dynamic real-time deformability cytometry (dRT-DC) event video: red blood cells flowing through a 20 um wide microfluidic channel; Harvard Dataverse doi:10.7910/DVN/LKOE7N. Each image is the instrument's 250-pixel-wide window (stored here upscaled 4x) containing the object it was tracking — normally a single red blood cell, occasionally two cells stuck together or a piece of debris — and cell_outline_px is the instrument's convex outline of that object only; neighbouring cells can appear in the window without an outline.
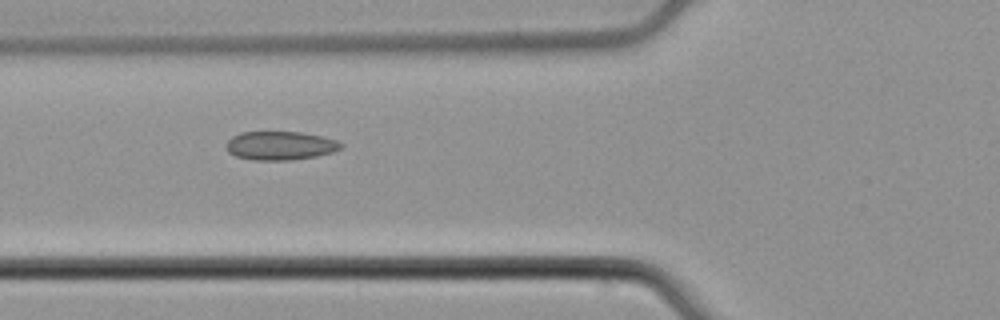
{"species": "common noctule bat (a hibernating species)", "species_latin": "Nyctalus noctula", "temperature_condition": "cold", "stored_images_in_passage": 4, "camera_frame_rate_fps": 3000, "um_per_image_px": 0.085, "animal": {"sex": "male", "body_mass_g": 21.5, "forearm_length_mm": 52.0}, "frame": {"image": 1, "passage_image": 4, "time_ms": 1.0, "image_size_px": [1000, 320], "cell_outline_px": [[344, 144], [340, 148], [332, 152], [316, 156], [292, 160], [252, 160], [236, 156], [228, 152], [224, 144], [232, 136], [240, 132], [300, 132], [320, 136], [336, 140]], "centroid_in_image_um": [23.78, 12.38], "position_along_channel_um": 102.0, "area_um2": 19.19}}